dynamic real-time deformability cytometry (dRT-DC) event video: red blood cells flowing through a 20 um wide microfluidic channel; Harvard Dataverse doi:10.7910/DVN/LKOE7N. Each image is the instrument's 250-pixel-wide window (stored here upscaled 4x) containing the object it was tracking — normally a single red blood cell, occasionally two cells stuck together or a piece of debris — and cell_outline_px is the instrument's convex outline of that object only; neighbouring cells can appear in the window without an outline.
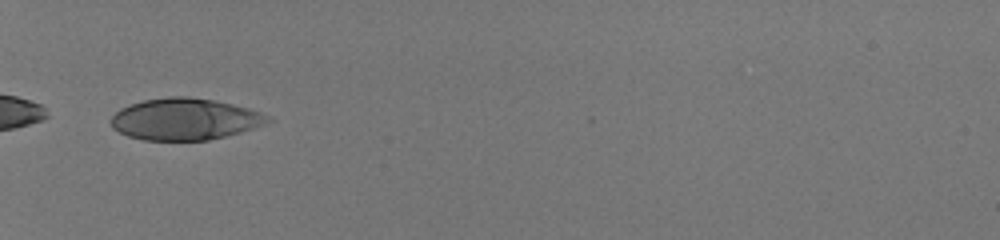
{"species": "human", "species_latin": "Homo sapiens", "temperature_condition": "room temperature", "stored_images_in_passage": 32, "camera_frame_rate_fps": 3000, "um_per_image_px": 0.085, "donor": {"sex": "male"}, "frame": {"image": 1, "passage_image": 1, "time_ms": 0.0, "image_size_px": [1000, 240], "cell_outline_px": [[272, 120], [252, 128], [240, 132], [208, 140], [144, 140], [128, 136], [112, 128], [112, 116], [120, 108], [144, 100], [168, 96], [188, 96], [212, 100], [232, 104], [248, 108], [260, 112], [268, 116]], "centroid_in_image_um": [15.69, 10.12], "position_along_channel_um": 69.3, "area_um2": 37.69}}
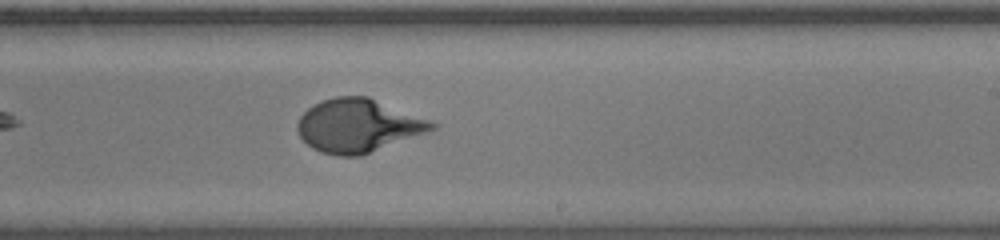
{"frame": {"image": 2, "passage_image": 16, "time_ms": 5.0, "image_size_px": [1000, 240], "cell_outline_px": [[436, 128], [428, 132], [360, 156], [336, 156], [320, 152], [312, 148], [300, 136], [296, 128], [296, 124], [300, 116], [308, 108], [320, 100], [336, 96], [368, 96], [432, 120], [436, 124]], "centroid_in_image_um": [30.44, 10.67], "position_along_channel_um": 258.6, "area_um2": 41.96}}
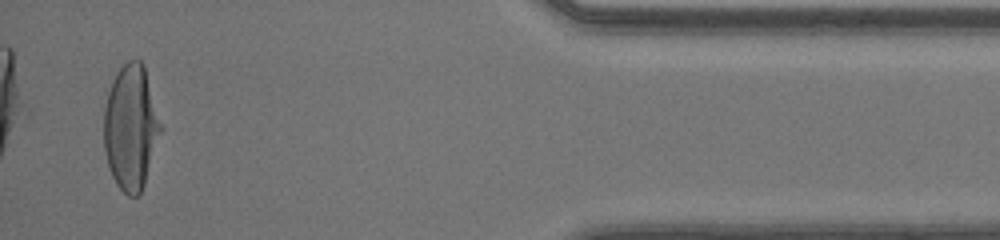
{"frame": {"image": 3, "passage_image": 31, "time_ms": 10.0, "image_size_px": [1000, 240], "cell_outline_px": [[164, 128], [140, 196], [128, 196], [116, 184], [112, 176], [108, 164], [104, 148], [104, 108], [108, 92], [112, 80], [120, 68], [128, 60], [140, 60], [144, 64]], "centroid_in_image_um": [11.16, 10.83], "position_along_channel_um": 424.0, "area_um2": 41.96}}